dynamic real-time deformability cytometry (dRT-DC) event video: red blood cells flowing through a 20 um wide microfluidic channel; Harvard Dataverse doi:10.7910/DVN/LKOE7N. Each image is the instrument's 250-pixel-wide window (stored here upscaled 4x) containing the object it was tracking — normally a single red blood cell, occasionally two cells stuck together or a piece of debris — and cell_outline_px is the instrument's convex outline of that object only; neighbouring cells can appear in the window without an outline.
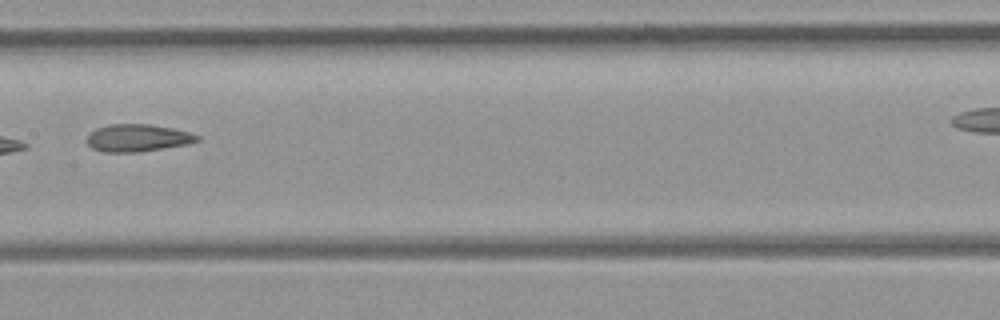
{"species": "common noctule bat (a hibernating species)", "species_latin": "Nyctalus noctula", "temperature_condition": "room temperature", "stored_images_in_passage": 12, "camera_frame_rate_fps": 3000, "um_per_image_px": 0.085, "animal": {"sex": "female", "body_mass_g": 21.9}, "frame": {"image": 1, "passage_image": 10, "time_ms": 11.333, "image_size_px": [1000, 320], "cell_outline_px": [[200, 140], [188, 144], [140, 152], [104, 152], [92, 148], [84, 140], [96, 128], [108, 124], [152, 124], [172, 128], [188, 132], [200, 136]], "centroid_in_image_um": [11.69, 11.72], "position_along_channel_um": 195.7, "area_um2": 17.69}}
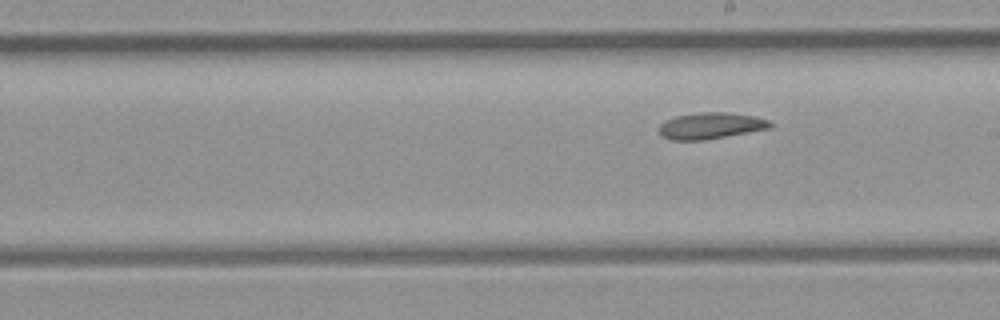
{"frame": {"image": 2, "passage_image": 12, "time_ms": 13.667, "image_size_px": [1000, 320], "cell_outline_px": [[772, 128], [704, 140], [668, 140], [660, 136], [660, 124], [664, 120], [676, 116], [696, 112], [728, 112], [756, 116], [768, 120], [772, 124]], "centroid_in_image_um": [60.39, 10.68], "position_along_channel_um": 228.6, "area_um2": 17.28}}